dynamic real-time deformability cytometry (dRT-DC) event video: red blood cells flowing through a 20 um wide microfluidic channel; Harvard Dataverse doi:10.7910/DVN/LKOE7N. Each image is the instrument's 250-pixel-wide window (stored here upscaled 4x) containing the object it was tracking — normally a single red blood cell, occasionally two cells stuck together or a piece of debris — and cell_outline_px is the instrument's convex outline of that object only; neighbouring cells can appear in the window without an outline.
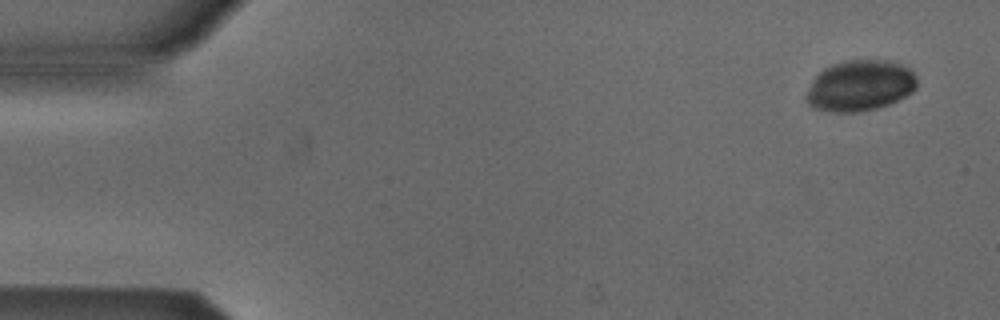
{"species": "Egyptian fruit bat (a non-hibernating species)", "species_latin": "Rousettus aegyptiacus", "temperature_condition": "cold", "stored_images_in_passage": 5, "camera_frame_rate_fps": 3000, "um_per_image_px": 0.085, "animal": {"sex": "male"}, "frame": {"image": 1, "passage_image": 1, "time_ms": 0.0, "image_size_px": [1000, 320], "cell_outline_px": [[916, 88], [912, 92], [888, 104], [876, 108], [856, 112], [828, 112], [812, 108], [804, 100], [804, 96], [812, 80], [824, 68], [832, 64], [844, 60], [888, 60], [900, 64], [908, 68], [916, 76]], "centroid_in_image_um": [73.04, 7.28], "position_along_channel_um": 12.0, "area_um2": 32.95}}
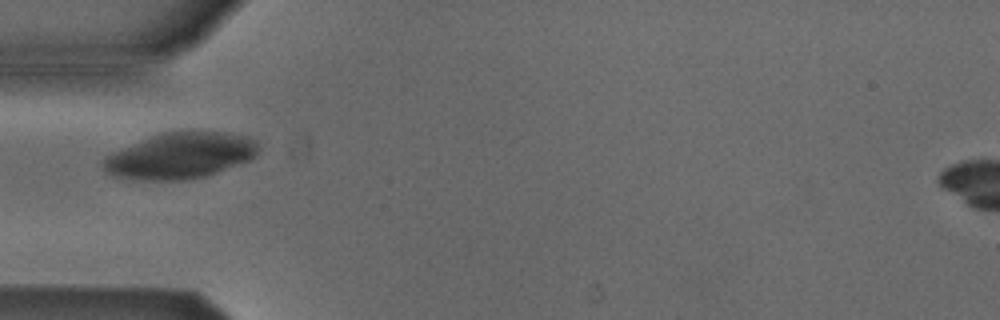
{"frame": {"image": 2, "passage_image": 4, "time_ms": 1.0, "image_size_px": [1000, 320], "cell_outline_px": [[260, 148], [256, 156], [248, 160], [216, 172], [204, 176], [184, 180], [136, 180], [116, 176], [104, 172], [100, 168], [100, 160], [104, 156], [112, 152], [152, 136], [164, 132], [224, 132], [244, 136], [256, 140]], "centroid_in_image_um": [15.26, 13.25], "position_along_channel_um": 69.7, "area_um2": 41.44}}
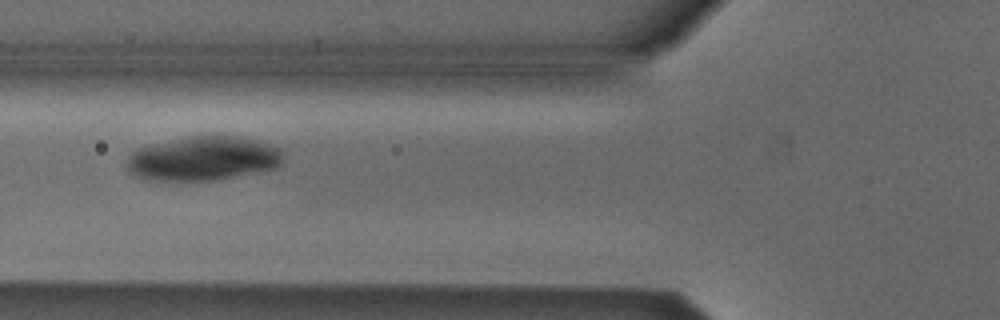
{"frame": {"image": 3, "passage_image": 5, "time_ms": 1.333, "image_size_px": [1000, 320], "cell_outline_px": [[284, 156], [280, 164], [276, 168], [216, 180], [148, 180], [136, 176], [128, 172], [124, 164], [128, 156], [136, 148], [188, 136], [240, 136], [256, 140], [280, 148]], "centroid_in_image_um": [17.23, 13.47], "position_along_channel_um": 108.6, "area_um2": 40.46}}